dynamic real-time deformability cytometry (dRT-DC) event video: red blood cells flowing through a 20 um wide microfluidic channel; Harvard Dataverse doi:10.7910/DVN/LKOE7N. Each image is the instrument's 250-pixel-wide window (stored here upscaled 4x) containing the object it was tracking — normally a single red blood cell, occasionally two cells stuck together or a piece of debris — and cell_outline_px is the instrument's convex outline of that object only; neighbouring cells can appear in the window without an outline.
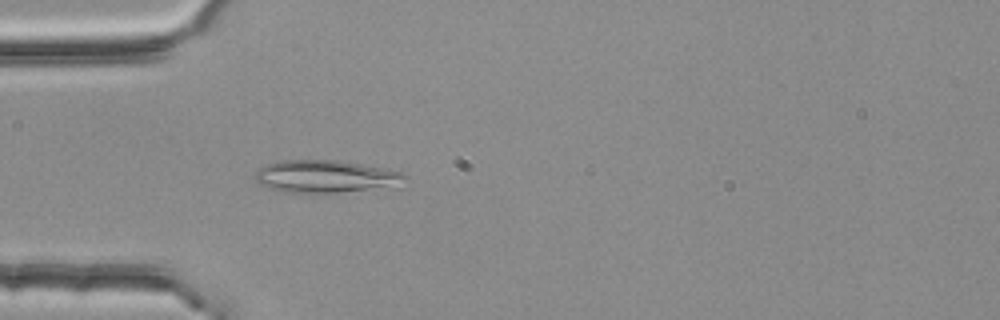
{"species": "common noctule bat (a hibernating species)", "species_latin": "Nyctalus noctula", "temperature_condition": "room temperature", "stored_images_in_passage": 39, "camera_frame_rate_fps": 3000, "um_per_image_px": 0.085, "animal": {"sex": "female", "body_mass_g": 25.1}, "frame": {"image": 1, "passage_image": 2, "time_ms": 0.333, "image_size_px": [1000, 320], "cell_outline_px": [[408, 180], [400, 188], [336, 192], [280, 192], [268, 188], [260, 184], [252, 176], [260, 168], [276, 160], [340, 160], [404, 172], [408, 176]], "centroid_in_image_um": [27.79, 15.01], "position_along_channel_um": 57.2, "area_um2": 29.13}}
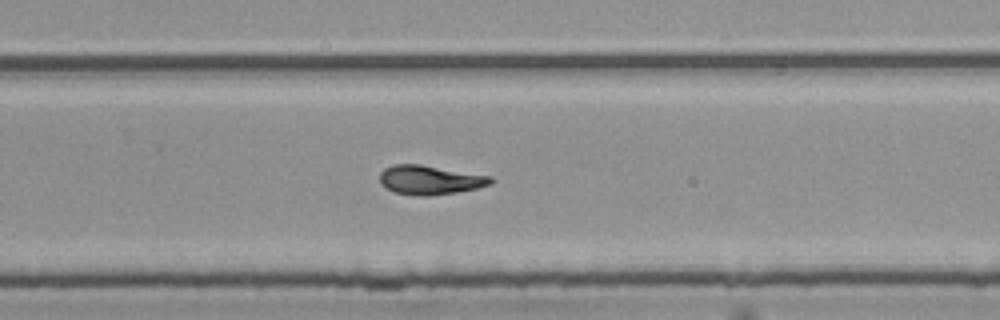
{"frame": {"image": 2, "passage_image": 21, "time_ms": 6.667, "image_size_px": [1000, 320], "cell_outline_px": [[492, 184], [476, 188], [456, 192], [428, 196], [424, 196], [392, 192], [384, 188], [380, 184], [380, 172], [384, 168], [392, 164], [420, 164], [492, 176]], "centroid_in_image_um": [36.5, 15.29], "position_along_channel_um": 293.3, "area_um2": 18.96}}
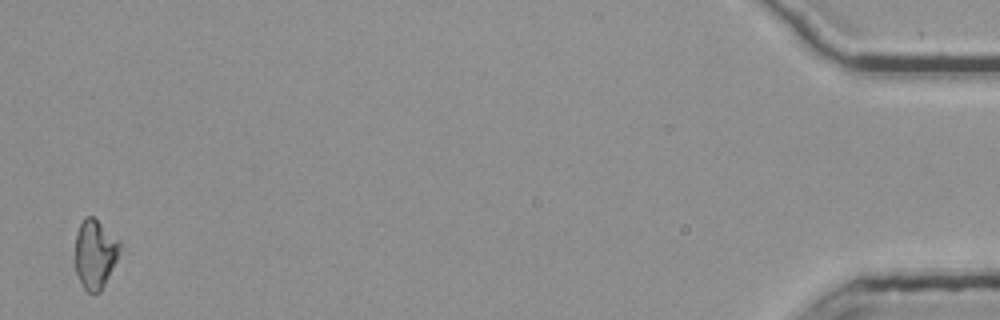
{"frame": {"image": 3, "passage_image": 39, "time_ms": 12.667, "image_size_px": [1000, 320], "cell_outline_px": [[120, 244], [116, 260], [100, 292], [88, 292], [84, 288], [76, 272], [76, 232], [84, 216], [92, 216], [120, 240]], "centroid_in_image_um": [8.06, 21.56], "position_along_channel_um": 427.1, "area_um2": 17.51}, "authors_computed_cell_mechanics": {"area_um2": 18.4382, "velocity_mm_per_s": 3.7915, "shape_relaxation_time_tau1_ms": 4.9615, "shape_relaxation_time_tau2_ms": 3.3472, "deformation_change_tau1": 0.1697, "deformation_change_tau2": 0.0851}}